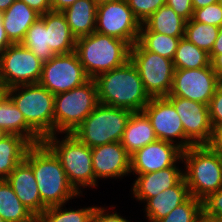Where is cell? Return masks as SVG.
<instances>
[{
	"label": "cell",
	"instance_id": "cell-1",
	"mask_svg": "<svg viewBox=\"0 0 222 222\" xmlns=\"http://www.w3.org/2000/svg\"><path fill=\"white\" fill-rule=\"evenodd\" d=\"M94 80L100 104L142 112L151 99L131 60L118 68L98 75Z\"/></svg>",
	"mask_w": 222,
	"mask_h": 222
},
{
	"label": "cell",
	"instance_id": "cell-2",
	"mask_svg": "<svg viewBox=\"0 0 222 222\" xmlns=\"http://www.w3.org/2000/svg\"><path fill=\"white\" fill-rule=\"evenodd\" d=\"M24 160L32 167L41 202L46 207L64 205L80 195L69 183L58 157L44 142L32 144Z\"/></svg>",
	"mask_w": 222,
	"mask_h": 222
},
{
	"label": "cell",
	"instance_id": "cell-3",
	"mask_svg": "<svg viewBox=\"0 0 222 222\" xmlns=\"http://www.w3.org/2000/svg\"><path fill=\"white\" fill-rule=\"evenodd\" d=\"M130 45L94 31L76 39L75 52L90 79L124 65L130 60Z\"/></svg>",
	"mask_w": 222,
	"mask_h": 222
},
{
	"label": "cell",
	"instance_id": "cell-4",
	"mask_svg": "<svg viewBox=\"0 0 222 222\" xmlns=\"http://www.w3.org/2000/svg\"><path fill=\"white\" fill-rule=\"evenodd\" d=\"M183 172L191 196L203 201L222 187V155L210 145L191 146L182 151Z\"/></svg>",
	"mask_w": 222,
	"mask_h": 222
},
{
	"label": "cell",
	"instance_id": "cell-5",
	"mask_svg": "<svg viewBox=\"0 0 222 222\" xmlns=\"http://www.w3.org/2000/svg\"><path fill=\"white\" fill-rule=\"evenodd\" d=\"M4 92L43 140L54 134V94L39 83L7 88Z\"/></svg>",
	"mask_w": 222,
	"mask_h": 222
},
{
	"label": "cell",
	"instance_id": "cell-6",
	"mask_svg": "<svg viewBox=\"0 0 222 222\" xmlns=\"http://www.w3.org/2000/svg\"><path fill=\"white\" fill-rule=\"evenodd\" d=\"M56 136H48L43 142L58 157L69 183L82 194L79 187L94 186L91 147L83 144L71 133H66L61 141Z\"/></svg>",
	"mask_w": 222,
	"mask_h": 222
},
{
	"label": "cell",
	"instance_id": "cell-7",
	"mask_svg": "<svg viewBox=\"0 0 222 222\" xmlns=\"http://www.w3.org/2000/svg\"><path fill=\"white\" fill-rule=\"evenodd\" d=\"M131 113L126 109L99 103L71 134L91 148L121 142Z\"/></svg>",
	"mask_w": 222,
	"mask_h": 222
},
{
	"label": "cell",
	"instance_id": "cell-8",
	"mask_svg": "<svg viewBox=\"0 0 222 222\" xmlns=\"http://www.w3.org/2000/svg\"><path fill=\"white\" fill-rule=\"evenodd\" d=\"M99 104L94 79L54 98V134L72 133Z\"/></svg>",
	"mask_w": 222,
	"mask_h": 222
},
{
	"label": "cell",
	"instance_id": "cell-9",
	"mask_svg": "<svg viewBox=\"0 0 222 222\" xmlns=\"http://www.w3.org/2000/svg\"><path fill=\"white\" fill-rule=\"evenodd\" d=\"M130 60L150 97L169 95L175 71L173 60L147 51L138 41L130 47Z\"/></svg>",
	"mask_w": 222,
	"mask_h": 222
},
{
	"label": "cell",
	"instance_id": "cell-10",
	"mask_svg": "<svg viewBox=\"0 0 222 222\" xmlns=\"http://www.w3.org/2000/svg\"><path fill=\"white\" fill-rule=\"evenodd\" d=\"M43 61L22 44L10 45L0 56V86L3 90L20 85L37 84Z\"/></svg>",
	"mask_w": 222,
	"mask_h": 222
},
{
	"label": "cell",
	"instance_id": "cell-11",
	"mask_svg": "<svg viewBox=\"0 0 222 222\" xmlns=\"http://www.w3.org/2000/svg\"><path fill=\"white\" fill-rule=\"evenodd\" d=\"M141 23L126 0H114L97 6L95 31L126 41L130 46L139 39Z\"/></svg>",
	"mask_w": 222,
	"mask_h": 222
},
{
	"label": "cell",
	"instance_id": "cell-12",
	"mask_svg": "<svg viewBox=\"0 0 222 222\" xmlns=\"http://www.w3.org/2000/svg\"><path fill=\"white\" fill-rule=\"evenodd\" d=\"M75 51L55 55L43 62L39 84L56 95L78 87L89 80Z\"/></svg>",
	"mask_w": 222,
	"mask_h": 222
},
{
	"label": "cell",
	"instance_id": "cell-13",
	"mask_svg": "<svg viewBox=\"0 0 222 222\" xmlns=\"http://www.w3.org/2000/svg\"><path fill=\"white\" fill-rule=\"evenodd\" d=\"M166 98L174 105L182 122L186 135V149L191 146L210 145L214 130L208 105L177 96Z\"/></svg>",
	"mask_w": 222,
	"mask_h": 222
},
{
	"label": "cell",
	"instance_id": "cell-14",
	"mask_svg": "<svg viewBox=\"0 0 222 222\" xmlns=\"http://www.w3.org/2000/svg\"><path fill=\"white\" fill-rule=\"evenodd\" d=\"M218 76L212 66L199 69H175L169 95L208 105L218 88Z\"/></svg>",
	"mask_w": 222,
	"mask_h": 222
},
{
	"label": "cell",
	"instance_id": "cell-15",
	"mask_svg": "<svg viewBox=\"0 0 222 222\" xmlns=\"http://www.w3.org/2000/svg\"><path fill=\"white\" fill-rule=\"evenodd\" d=\"M143 112L149 118L157 139L176 143L186 150V135L174 105L166 97H151Z\"/></svg>",
	"mask_w": 222,
	"mask_h": 222
},
{
	"label": "cell",
	"instance_id": "cell-16",
	"mask_svg": "<svg viewBox=\"0 0 222 222\" xmlns=\"http://www.w3.org/2000/svg\"><path fill=\"white\" fill-rule=\"evenodd\" d=\"M182 151L175 143L157 139L131 155L130 172L146 174L171 167L182 160Z\"/></svg>",
	"mask_w": 222,
	"mask_h": 222
},
{
	"label": "cell",
	"instance_id": "cell-17",
	"mask_svg": "<svg viewBox=\"0 0 222 222\" xmlns=\"http://www.w3.org/2000/svg\"><path fill=\"white\" fill-rule=\"evenodd\" d=\"M94 186L97 178H119L130 173L131 155L121 142H111L91 148Z\"/></svg>",
	"mask_w": 222,
	"mask_h": 222
},
{
	"label": "cell",
	"instance_id": "cell-18",
	"mask_svg": "<svg viewBox=\"0 0 222 222\" xmlns=\"http://www.w3.org/2000/svg\"><path fill=\"white\" fill-rule=\"evenodd\" d=\"M6 181L11 185L21 203L36 217L47 209L41 202L32 167L25 160L15 167Z\"/></svg>",
	"mask_w": 222,
	"mask_h": 222
},
{
	"label": "cell",
	"instance_id": "cell-19",
	"mask_svg": "<svg viewBox=\"0 0 222 222\" xmlns=\"http://www.w3.org/2000/svg\"><path fill=\"white\" fill-rule=\"evenodd\" d=\"M177 162L166 169L146 174H136L132 187L135 199L146 202L149 198L157 196L162 191L174 187L184 176L183 171L176 166Z\"/></svg>",
	"mask_w": 222,
	"mask_h": 222
},
{
	"label": "cell",
	"instance_id": "cell-20",
	"mask_svg": "<svg viewBox=\"0 0 222 222\" xmlns=\"http://www.w3.org/2000/svg\"><path fill=\"white\" fill-rule=\"evenodd\" d=\"M3 15V26L12 44H21L27 30L40 17L34 9L21 0H16Z\"/></svg>",
	"mask_w": 222,
	"mask_h": 222
},
{
	"label": "cell",
	"instance_id": "cell-21",
	"mask_svg": "<svg viewBox=\"0 0 222 222\" xmlns=\"http://www.w3.org/2000/svg\"><path fill=\"white\" fill-rule=\"evenodd\" d=\"M189 189L183 177L174 187L149 198L145 203L146 217L150 222H157L166 217L177 206L190 197Z\"/></svg>",
	"mask_w": 222,
	"mask_h": 222
},
{
	"label": "cell",
	"instance_id": "cell-22",
	"mask_svg": "<svg viewBox=\"0 0 222 222\" xmlns=\"http://www.w3.org/2000/svg\"><path fill=\"white\" fill-rule=\"evenodd\" d=\"M0 129L27 139L31 144L43 142V139L27 124L21 111L3 91L0 94Z\"/></svg>",
	"mask_w": 222,
	"mask_h": 222
},
{
	"label": "cell",
	"instance_id": "cell-23",
	"mask_svg": "<svg viewBox=\"0 0 222 222\" xmlns=\"http://www.w3.org/2000/svg\"><path fill=\"white\" fill-rule=\"evenodd\" d=\"M48 30V45L55 55L75 51L76 38L72 35L65 15L50 11L40 15Z\"/></svg>",
	"mask_w": 222,
	"mask_h": 222
},
{
	"label": "cell",
	"instance_id": "cell-24",
	"mask_svg": "<svg viewBox=\"0 0 222 222\" xmlns=\"http://www.w3.org/2000/svg\"><path fill=\"white\" fill-rule=\"evenodd\" d=\"M157 140L149 118L142 112H132L124 130L121 144L132 155Z\"/></svg>",
	"mask_w": 222,
	"mask_h": 222
},
{
	"label": "cell",
	"instance_id": "cell-25",
	"mask_svg": "<svg viewBox=\"0 0 222 222\" xmlns=\"http://www.w3.org/2000/svg\"><path fill=\"white\" fill-rule=\"evenodd\" d=\"M97 6L93 0H77L62 11L70 31L76 39L88 36L95 31Z\"/></svg>",
	"mask_w": 222,
	"mask_h": 222
},
{
	"label": "cell",
	"instance_id": "cell-26",
	"mask_svg": "<svg viewBox=\"0 0 222 222\" xmlns=\"http://www.w3.org/2000/svg\"><path fill=\"white\" fill-rule=\"evenodd\" d=\"M32 144L24 137L7 134L0 140V180H4L25 159Z\"/></svg>",
	"mask_w": 222,
	"mask_h": 222
},
{
	"label": "cell",
	"instance_id": "cell-27",
	"mask_svg": "<svg viewBox=\"0 0 222 222\" xmlns=\"http://www.w3.org/2000/svg\"><path fill=\"white\" fill-rule=\"evenodd\" d=\"M143 24L151 31L172 37L183 38L186 20L164 5L147 18Z\"/></svg>",
	"mask_w": 222,
	"mask_h": 222
},
{
	"label": "cell",
	"instance_id": "cell-28",
	"mask_svg": "<svg viewBox=\"0 0 222 222\" xmlns=\"http://www.w3.org/2000/svg\"><path fill=\"white\" fill-rule=\"evenodd\" d=\"M0 217L5 222H36L37 219L21 203L6 179L0 180Z\"/></svg>",
	"mask_w": 222,
	"mask_h": 222
},
{
	"label": "cell",
	"instance_id": "cell-29",
	"mask_svg": "<svg viewBox=\"0 0 222 222\" xmlns=\"http://www.w3.org/2000/svg\"><path fill=\"white\" fill-rule=\"evenodd\" d=\"M173 64L175 69H199L211 66V60L209 53L183 37L178 43Z\"/></svg>",
	"mask_w": 222,
	"mask_h": 222
},
{
	"label": "cell",
	"instance_id": "cell-30",
	"mask_svg": "<svg viewBox=\"0 0 222 222\" xmlns=\"http://www.w3.org/2000/svg\"><path fill=\"white\" fill-rule=\"evenodd\" d=\"M180 38L151 32L143 23L138 42L147 50L173 60Z\"/></svg>",
	"mask_w": 222,
	"mask_h": 222
},
{
	"label": "cell",
	"instance_id": "cell-31",
	"mask_svg": "<svg viewBox=\"0 0 222 222\" xmlns=\"http://www.w3.org/2000/svg\"><path fill=\"white\" fill-rule=\"evenodd\" d=\"M21 44L43 62L49 61L55 56L48 45V30L41 16L27 30Z\"/></svg>",
	"mask_w": 222,
	"mask_h": 222
},
{
	"label": "cell",
	"instance_id": "cell-32",
	"mask_svg": "<svg viewBox=\"0 0 222 222\" xmlns=\"http://www.w3.org/2000/svg\"><path fill=\"white\" fill-rule=\"evenodd\" d=\"M219 28L214 25L196 22L191 18L186 21L184 37L210 54L218 36Z\"/></svg>",
	"mask_w": 222,
	"mask_h": 222
},
{
	"label": "cell",
	"instance_id": "cell-33",
	"mask_svg": "<svg viewBox=\"0 0 222 222\" xmlns=\"http://www.w3.org/2000/svg\"><path fill=\"white\" fill-rule=\"evenodd\" d=\"M63 204L47 207L36 222H92L96 206L78 210H63Z\"/></svg>",
	"mask_w": 222,
	"mask_h": 222
},
{
	"label": "cell",
	"instance_id": "cell-34",
	"mask_svg": "<svg viewBox=\"0 0 222 222\" xmlns=\"http://www.w3.org/2000/svg\"><path fill=\"white\" fill-rule=\"evenodd\" d=\"M203 213V201L190 196L166 217L157 222H200Z\"/></svg>",
	"mask_w": 222,
	"mask_h": 222
},
{
	"label": "cell",
	"instance_id": "cell-35",
	"mask_svg": "<svg viewBox=\"0 0 222 222\" xmlns=\"http://www.w3.org/2000/svg\"><path fill=\"white\" fill-rule=\"evenodd\" d=\"M126 2L141 24L160 7L166 5V0H126Z\"/></svg>",
	"mask_w": 222,
	"mask_h": 222
},
{
	"label": "cell",
	"instance_id": "cell-36",
	"mask_svg": "<svg viewBox=\"0 0 222 222\" xmlns=\"http://www.w3.org/2000/svg\"><path fill=\"white\" fill-rule=\"evenodd\" d=\"M192 19L199 23L222 26V4H209L203 8L194 9Z\"/></svg>",
	"mask_w": 222,
	"mask_h": 222
},
{
	"label": "cell",
	"instance_id": "cell-37",
	"mask_svg": "<svg viewBox=\"0 0 222 222\" xmlns=\"http://www.w3.org/2000/svg\"><path fill=\"white\" fill-rule=\"evenodd\" d=\"M210 121L213 130L222 127V88L218 86L208 104Z\"/></svg>",
	"mask_w": 222,
	"mask_h": 222
},
{
	"label": "cell",
	"instance_id": "cell-38",
	"mask_svg": "<svg viewBox=\"0 0 222 222\" xmlns=\"http://www.w3.org/2000/svg\"><path fill=\"white\" fill-rule=\"evenodd\" d=\"M203 212L222 219V187L203 200Z\"/></svg>",
	"mask_w": 222,
	"mask_h": 222
},
{
	"label": "cell",
	"instance_id": "cell-39",
	"mask_svg": "<svg viewBox=\"0 0 222 222\" xmlns=\"http://www.w3.org/2000/svg\"><path fill=\"white\" fill-rule=\"evenodd\" d=\"M166 5L171 7L176 14L186 21H189L193 16L192 0H166Z\"/></svg>",
	"mask_w": 222,
	"mask_h": 222
},
{
	"label": "cell",
	"instance_id": "cell-40",
	"mask_svg": "<svg viewBox=\"0 0 222 222\" xmlns=\"http://www.w3.org/2000/svg\"><path fill=\"white\" fill-rule=\"evenodd\" d=\"M92 222H130L121 217L117 213L107 214L106 209L103 207H96L93 213Z\"/></svg>",
	"mask_w": 222,
	"mask_h": 222
},
{
	"label": "cell",
	"instance_id": "cell-41",
	"mask_svg": "<svg viewBox=\"0 0 222 222\" xmlns=\"http://www.w3.org/2000/svg\"><path fill=\"white\" fill-rule=\"evenodd\" d=\"M40 15L52 11L51 0H21Z\"/></svg>",
	"mask_w": 222,
	"mask_h": 222
},
{
	"label": "cell",
	"instance_id": "cell-42",
	"mask_svg": "<svg viewBox=\"0 0 222 222\" xmlns=\"http://www.w3.org/2000/svg\"><path fill=\"white\" fill-rule=\"evenodd\" d=\"M12 43L6 35V31L3 26V15L0 12V56Z\"/></svg>",
	"mask_w": 222,
	"mask_h": 222
},
{
	"label": "cell",
	"instance_id": "cell-43",
	"mask_svg": "<svg viewBox=\"0 0 222 222\" xmlns=\"http://www.w3.org/2000/svg\"><path fill=\"white\" fill-rule=\"evenodd\" d=\"M210 146L222 155V127L214 130Z\"/></svg>",
	"mask_w": 222,
	"mask_h": 222
},
{
	"label": "cell",
	"instance_id": "cell-44",
	"mask_svg": "<svg viewBox=\"0 0 222 222\" xmlns=\"http://www.w3.org/2000/svg\"><path fill=\"white\" fill-rule=\"evenodd\" d=\"M77 0H51L52 11L62 12Z\"/></svg>",
	"mask_w": 222,
	"mask_h": 222
},
{
	"label": "cell",
	"instance_id": "cell-45",
	"mask_svg": "<svg viewBox=\"0 0 222 222\" xmlns=\"http://www.w3.org/2000/svg\"><path fill=\"white\" fill-rule=\"evenodd\" d=\"M220 54H222V26L219 28L218 36L209 54L210 60H212L216 55Z\"/></svg>",
	"mask_w": 222,
	"mask_h": 222
},
{
	"label": "cell",
	"instance_id": "cell-46",
	"mask_svg": "<svg viewBox=\"0 0 222 222\" xmlns=\"http://www.w3.org/2000/svg\"><path fill=\"white\" fill-rule=\"evenodd\" d=\"M211 66L217 76L219 77L222 74V54L216 55L212 60H211Z\"/></svg>",
	"mask_w": 222,
	"mask_h": 222
},
{
	"label": "cell",
	"instance_id": "cell-47",
	"mask_svg": "<svg viewBox=\"0 0 222 222\" xmlns=\"http://www.w3.org/2000/svg\"><path fill=\"white\" fill-rule=\"evenodd\" d=\"M218 0H192L193 10L203 8L209 4H215Z\"/></svg>",
	"mask_w": 222,
	"mask_h": 222
},
{
	"label": "cell",
	"instance_id": "cell-48",
	"mask_svg": "<svg viewBox=\"0 0 222 222\" xmlns=\"http://www.w3.org/2000/svg\"><path fill=\"white\" fill-rule=\"evenodd\" d=\"M200 222H222V219L216 218V217L211 216V215H206L203 212Z\"/></svg>",
	"mask_w": 222,
	"mask_h": 222
},
{
	"label": "cell",
	"instance_id": "cell-49",
	"mask_svg": "<svg viewBox=\"0 0 222 222\" xmlns=\"http://www.w3.org/2000/svg\"><path fill=\"white\" fill-rule=\"evenodd\" d=\"M16 0H0V12H5Z\"/></svg>",
	"mask_w": 222,
	"mask_h": 222
},
{
	"label": "cell",
	"instance_id": "cell-50",
	"mask_svg": "<svg viewBox=\"0 0 222 222\" xmlns=\"http://www.w3.org/2000/svg\"><path fill=\"white\" fill-rule=\"evenodd\" d=\"M97 5L103 4V3H107L110 1H114V0H93Z\"/></svg>",
	"mask_w": 222,
	"mask_h": 222
},
{
	"label": "cell",
	"instance_id": "cell-51",
	"mask_svg": "<svg viewBox=\"0 0 222 222\" xmlns=\"http://www.w3.org/2000/svg\"><path fill=\"white\" fill-rule=\"evenodd\" d=\"M6 135L7 133H5L2 129H0V140Z\"/></svg>",
	"mask_w": 222,
	"mask_h": 222
},
{
	"label": "cell",
	"instance_id": "cell-52",
	"mask_svg": "<svg viewBox=\"0 0 222 222\" xmlns=\"http://www.w3.org/2000/svg\"><path fill=\"white\" fill-rule=\"evenodd\" d=\"M219 87L222 88V74L218 77Z\"/></svg>",
	"mask_w": 222,
	"mask_h": 222
},
{
	"label": "cell",
	"instance_id": "cell-53",
	"mask_svg": "<svg viewBox=\"0 0 222 222\" xmlns=\"http://www.w3.org/2000/svg\"><path fill=\"white\" fill-rule=\"evenodd\" d=\"M3 91H4L3 88L0 86V94H1Z\"/></svg>",
	"mask_w": 222,
	"mask_h": 222
}]
</instances>
